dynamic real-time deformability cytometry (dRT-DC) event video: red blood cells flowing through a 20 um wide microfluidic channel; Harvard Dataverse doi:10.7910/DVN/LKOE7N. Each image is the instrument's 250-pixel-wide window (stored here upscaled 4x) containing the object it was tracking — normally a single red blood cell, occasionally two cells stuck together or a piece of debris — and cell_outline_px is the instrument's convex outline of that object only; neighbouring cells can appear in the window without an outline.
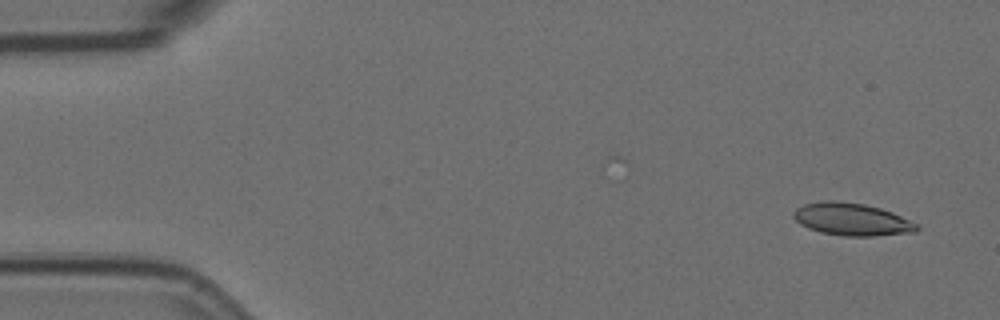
{"species": "Egyptian fruit bat (a non-hibernating species)", "species_latin": "Rousettus aegyptiacus", "temperature_condition": "room temperature", "stored_images_in_passage": 56, "camera_frame_rate_fps": 3000, "um_per_image_px": 0.085, "animal": {"sex": "female"}, "frame": {"image": 1, "passage_image": 2, "time_ms": 0.333, "image_size_px": [1000, 320], "cell_outline_px": [[920, 228], [916, 232], [872, 236], [844, 236], [820, 232], [808, 228], [800, 224], [792, 216], [792, 212], [796, 208], [804, 204], [824, 200], [836, 200], [864, 204], [880, 208], [892, 212], [916, 224]], "centroid_in_image_um": [72.36, 18.64], "position_along_channel_um": 12.6, "area_um2": 23.35}}
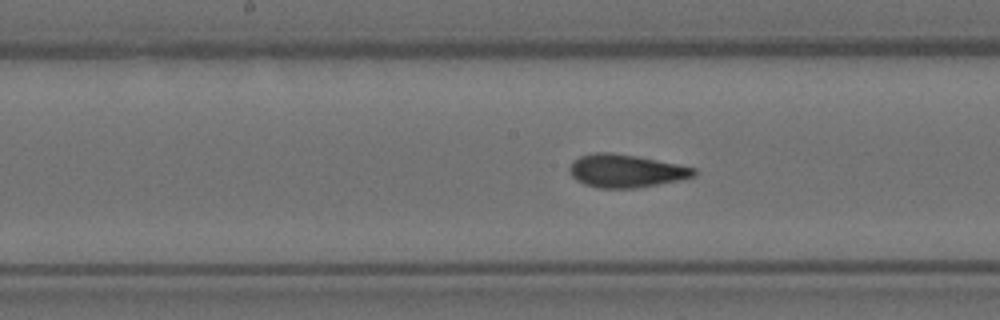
{"frame": {"image": 2, "passage_image": 27, "time_ms": 8.667, "image_size_px": [1000, 320], "cell_outline_px": [[696, 176], [680, 180], [636, 188], [600, 188], [584, 184], [576, 180], [572, 176], [568, 168], [572, 160], [580, 156], [592, 152], [612, 152], [636, 156], [696, 168]], "centroid_in_image_um": [53.16, 14.52], "position_along_channel_um": 195.0, "area_um2": 23.99}}
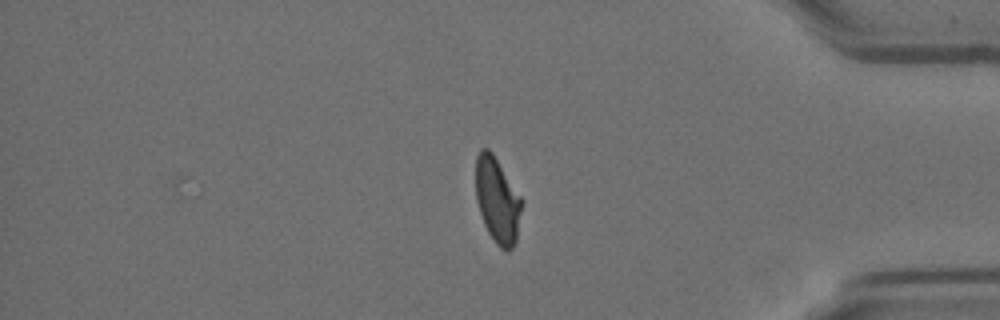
{"frame": {"image": 3, "passage_image": 46, "time_ms": 15.0, "image_size_px": [1000, 320], "cell_outline_px": [[524, 200], [516, 240], [512, 248], [508, 252], [500, 248], [496, 244], [488, 232], [484, 224], [476, 200], [476, 156], [480, 148], [488, 148], [492, 152]], "centroid_in_image_um": [42.29, 17.02], "position_along_channel_um": 392.9, "area_um2": 23.18}, "authors_computed_cell_mechanics": {"area_um2": 23.5246, "velocity_mm_per_s": 3.5778, "shape_relaxation_time_tau1_ms": null, "shape_relaxation_time_tau2_ms": 1.1884, "deformation_change_tau1": null, "deformation_change_tau2": 0.0752}}